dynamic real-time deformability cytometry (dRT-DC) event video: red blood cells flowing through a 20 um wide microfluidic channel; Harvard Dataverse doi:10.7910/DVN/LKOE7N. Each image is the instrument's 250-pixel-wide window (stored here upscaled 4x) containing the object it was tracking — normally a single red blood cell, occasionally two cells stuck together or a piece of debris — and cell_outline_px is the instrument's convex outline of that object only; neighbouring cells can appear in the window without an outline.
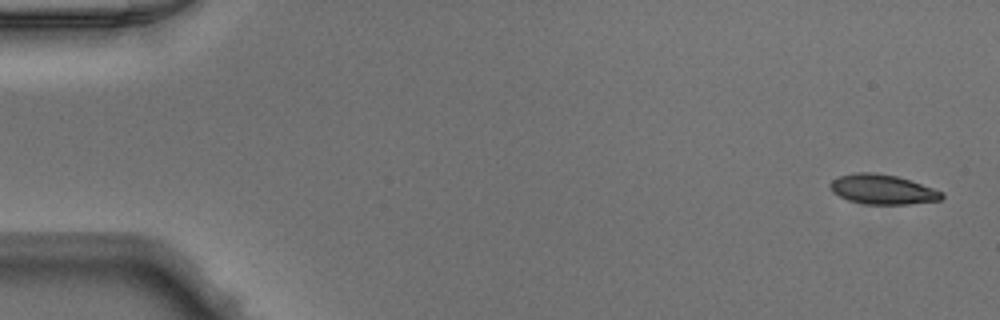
{"species": "Egyptian fruit bat (a non-hibernating species)", "species_latin": "Rousettus aegyptiacus", "temperature_condition": "warm", "stored_images_in_passage": 48, "camera_frame_rate_fps": 3000, "um_per_image_px": 0.085, "animal": {"sex": "male"}, "frame": {"image": 1, "passage_image": 1, "time_ms": 0.0, "image_size_px": [1000, 320], "cell_outline_px": [[944, 196], [940, 200], [908, 204], [864, 204], [848, 200], [832, 192], [828, 184], [832, 180], [840, 176], [856, 172], [876, 172], [896, 176], [944, 192]], "centroid_in_image_um": [74.98, 16.1], "position_along_channel_um": 10.0, "area_um2": 19.25}}
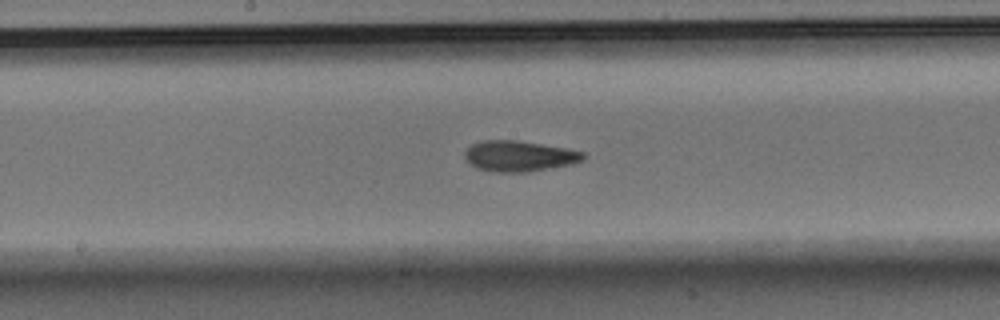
{"frame": {"image": 2, "passage_image": 25, "time_ms": 8.0, "image_size_px": [1000, 320], "cell_outline_px": [[584, 160], [572, 164], [528, 172], [496, 172], [476, 168], [464, 156], [464, 152], [472, 144], [480, 140], [520, 140], [568, 148], [584, 152]], "centroid_in_image_um": [44.15, 13.25], "position_along_channel_um": 204.0, "area_um2": 21.33}}
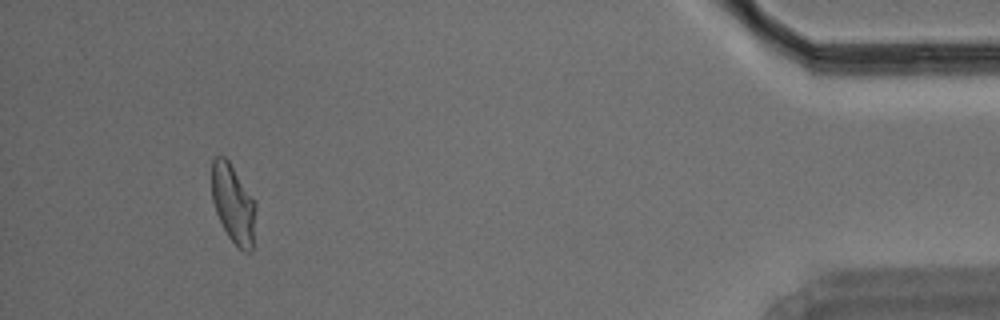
{"frame": {"image": 3, "passage_image": 45, "time_ms": 14.667, "image_size_px": [1000, 320], "cell_outline_px": [[256, 208], [252, 252], [244, 252], [228, 236], [216, 212], [212, 200], [212, 160], [216, 156], [224, 156], [228, 160], [256, 204]], "centroid_in_image_um": [19.82, 17.34], "position_along_channel_um": 415.4, "area_um2": 19.83}}